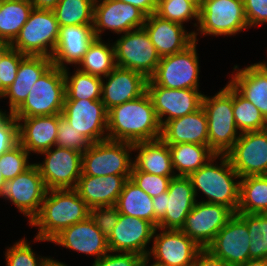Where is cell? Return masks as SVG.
<instances>
[{"label":"cell","instance_id":"6da1fadb","mask_svg":"<svg viewBox=\"0 0 267 266\" xmlns=\"http://www.w3.org/2000/svg\"><path fill=\"white\" fill-rule=\"evenodd\" d=\"M107 134L110 140L129 143L160 138L161 125L147 92L108 110Z\"/></svg>","mask_w":267,"mask_h":266},{"label":"cell","instance_id":"7a4b0ae2","mask_svg":"<svg viewBox=\"0 0 267 266\" xmlns=\"http://www.w3.org/2000/svg\"><path fill=\"white\" fill-rule=\"evenodd\" d=\"M89 207L75 189H50L29 223L38 227L33 242H50L62 230L89 217Z\"/></svg>","mask_w":267,"mask_h":266},{"label":"cell","instance_id":"3957f363","mask_svg":"<svg viewBox=\"0 0 267 266\" xmlns=\"http://www.w3.org/2000/svg\"><path fill=\"white\" fill-rule=\"evenodd\" d=\"M220 164L218 165V161ZM215 162V163H214ZM195 196L207 197L202 202L222 204L237 213L240 201V176L226 154H216L206 164L188 176ZM239 179V180H236Z\"/></svg>","mask_w":267,"mask_h":266},{"label":"cell","instance_id":"277c9868","mask_svg":"<svg viewBox=\"0 0 267 266\" xmlns=\"http://www.w3.org/2000/svg\"><path fill=\"white\" fill-rule=\"evenodd\" d=\"M202 108L207 115L208 146L216 154H226L239 139L233 115V87L228 83L213 97L203 95Z\"/></svg>","mask_w":267,"mask_h":266},{"label":"cell","instance_id":"5b68a950","mask_svg":"<svg viewBox=\"0 0 267 266\" xmlns=\"http://www.w3.org/2000/svg\"><path fill=\"white\" fill-rule=\"evenodd\" d=\"M63 69L51 65L37 80L24 103L13 113L15 118L61 114L65 100Z\"/></svg>","mask_w":267,"mask_h":266},{"label":"cell","instance_id":"8992f818","mask_svg":"<svg viewBox=\"0 0 267 266\" xmlns=\"http://www.w3.org/2000/svg\"><path fill=\"white\" fill-rule=\"evenodd\" d=\"M133 143L105 139L92 143L82 153V174L91 176H130Z\"/></svg>","mask_w":267,"mask_h":266},{"label":"cell","instance_id":"52a82bcc","mask_svg":"<svg viewBox=\"0 0 267 266\" xmlns=\"http://www.w3.org/2000/svg\"><path fill=\"white\" fill-rule=\"evenodd\" d=\"M60 26L53 10L35 9L30 13L11 47L21 54L52 57Z\"/></svg>","mask_w":267,"mask_h":266},{"label":"cell","instance_id":"ba28073f","mask_svg":"<svg viewBox=\"0 0 267 266\" xmlns=\"http://www.w3.org/2000/svg\"><path fill=\"white\" fill-rule=\"evenodd\" d=\"M155 227L179 230L184 225L197 198L188 176L171 178L168 191L152 198Z\"/></svg>","mask_w":267,"mask_h":266},{"label":"cell","instance_id":"9c48e42d","mask_svg":"<svg viewBox=\"0 0 267 266\" xmlns=\"http://www.w3.org/2000/svg\"><path fill=\"white\" fill-rule=\"evenodd\" d=\"M194 33L208 36H235L249 29L245 18L243 0H204L199 10V22Z\"/></svg>","mask_w":267,"mask_h":266},{"label":"cell","instance_id":"30bf717a","mask_svg":"<svg viewBox=\"0 0 267 266\" xmlns=\"http://www.w3.org/2000/svg\"><path fill=\"white\" fill-rule=\"evenodd\" d=\"M197 41L185 50L160 58L150 79L158 86L169 89H199V57Z\"/></svg>","mask_w":267,"mask_h":266},{"label":"cell","instance_id":"8fae6325","mask_svg":"<svg viewBox=\"0 0 267 266\" xmlns=\"http://www.w3.org/2000/svg\"><path fill=\"white\" fill-rule=\"evenodd\" d=\"M113 45L117 67L137 71L147 79L155 73L161 57L143 27L121 34Z\"/></svg>","mask_w":267,"mask_h":266},{"label":"cell","instance_id":"7c38bea8","mask_svg":"<svg viewBox=\"0 0 267 266\" xmlns=\"http://www.w3.org/2000/svg\"><path fill=\"white\" fill-rule=\"evenodd\" d=\"M152 243L146 260L151 261L153 258V263H151L153 266H192L198 253L202 250L180 229L157 227Z\"/></svg>","mask_w":267,"mask_h":266},{"label":"cell","instance_id":"4fadbf2b","mask_svg":"<svg viewBox=\"0 0 267 266\" xmlns=\"http://www.w3.org/2000/svg\"><path fill=\"white\" fill-rule=\"evenodd\" d=\"M47 191L40 171L33 163L14 179L5 181L0 191V197L12 202L30 223L39 213Z\"/></svg>","mask_w":267,"mask_h":266},{"label":"cell","instance_id":"5bb4252c","mask_svg":"<svg viewBox=\"0 0 267 266\" xmlns=\"http://www.w3.org/2000/svg\"><path fill=\"white\" fill-rule=\"evenodd\" d=\"M40 155H44L42 163L35 164L48 190L76 188L82 174L81 152L53 146Z\"/></svg>","mask_w":267,"mask_h":266},{"label":"cell","instance_id":"9a60e30c","mask_svg":"<svg viewBox=\"0 0 267 266\" xmlns=\"http://www.w3.org/2000/svg\"><path fill=\"white\" fill-rule=\"evenodd\" d=\"M147 15L139 8L118 0H95L93 32L102 39V33L109 30L117 35L142 28Z\"/></svg>","mask_w":267,"mask_h":266},{"label":"cell","instance_id":"2e32d148","mask_svg":"<svg viewBox=\"0 0 267 266\" xmlns=\"http://www.w3.org/2000/svg\"><path fill=\"white\" fill-rule=\"evenodd\" d=\"M146 92L150 96L161 127L175 118L183 117L202 106L203 93L199 89H169L147 80Z\"/></svg>","mask_w":267,"mask_h":266},{"label":"cell","instance_id":"e0dca14e","mask_svg":"<svg viewBox=\"0 0 267 266\" xmlns=\"http://www.w3.org/2000/svg\"><path fill=\"white\" fill-rule=\"evenodd\" d=\"M234 214L225 205L200 200L194 204L180 230L202 249H206Z\"/></svg>","mask_w":267,"mask_h":266},{"label":"cell","instance_id":"ac0fdd59","mask_svg":"<svg viewBox=\"0 0 267 266\" xmlns=\"http://www.w3.org/2000/svg\"><path fill=\"white\" fill-rule=\"evenodd\" d=\"M226 155L240 178L267 175V128L241 133Z\"/></svg>","mask_w":267,"mask_h":266},{"label":"cell","instance_id":"d6986e66","mask_svg":"<svg viewBox=\"0 0 267 266\" xmlns=\"http://www.w3.org/2000/svg\"><path fill=\"white\" fill-rule=\"evenodd\" d=\"M61 115L91 143L108 139V111L101 100H64Z\"/></svg>","mask_w":267,"mask_h":266},{"label":"cell","instance_id":"ffe728a7","mask_svg":"<svg viewBox=\"0 0 267 266\" xmlns=\"http://www.w3.org/2000/svg\"><path fill=\"white\" fill-rule=\"evenodd\" d=\"M250 242L246 223L235 213L206 249L229 266H236L250 259Z\"/></svg>","mask_w":267,"mask_h":266},{"label":"cell","instance_id":"44dd1931","mask_svg":"<svg viewBox=\"0 0 267 266\" xmlns=\"http://www.w3.org/2000/svg\"><path fill=\"white\" fill-rule=\"evenodd\" d=\"M156 227L149 221L138 217L120 214L117 225L107 238L109 251L130 252L147 257L150 241Z\"/></svg>","mask_w":267,"mask_h":266},{"label":"cell","instance_id":"7402d4cb","mask_svg":"<svg viewBox=\"0 0 267 266\" xmlns=\"http://www.w3.org/2000/svg\"><path fill=\"white\" fill-rule=\"evenodd\" d=\"M50 242L86 256H93L94 261L109 252L107 237L90 217L62 230Z\"/></svg>","mask_w":267,"mask_h":266},{"label":"cell","instance_id":"603a6c76","mask_svg":"<svg viewBox=\"0 0 267 266\" xmlns=\"http://www.w3.org/2000/svg\"><path fill=\"white\" fill-rule=\"evenodd\" d=\"M147 80L137 71L116 67L102 78L101 101L105 109L108 111L143 95L146 92Z\"/></svg>","mask_w":267,"mask_h":266},{"label":"cell","instance_id":"cb8c5ba5","mask_svg":"<svg viewBox=\"0 0 267 266\" xmlns=\"http://www.w3.org/2000/svg\"><path fill=\"white\" fill-rule=\"evenodd\" d=\"M143 28L160 57L185 50L194 42V31L185 30V26L160 18L155 13L147 16Z\"/></svg>","mask_w":267,"mask_h":266},{"label":"cell","instance_id":"d4e9b609","mask_svg":"<svg viewBox=\"0 0 267 266\" xmlns=\"http://www.w3.org/2000/svg\"><path fill=\"white\" fill-rule=\"evenodd\" d=\"M95 38L93 25L60 27L57 46L51 57L53 65L63 70L70 64L77 67Z\"/></svg>","mask_w":267,"mask_h":266},{"label":"cell","instance_id":"484cf974","mask_svg":"<svg viewBox=\"0 0 267 266\" xmlns=\"http://www.w3.org/2000/svg\"><path fill=\"white\" fill-rule=\"evenodd\" d=\"M233 70L228 83L267 120V62L259 61L241 69L234 65Z\"/></svg>","mask_w":267,"mask_h":266},{"label":"cell","instance_id":"4316f807","mask_svg":"<svg viewBox=\"0 0 267 266\" xmlns=\"http://www.w3.org/2000/svg\"><path fill=\"white\" fill-rule=\"evenodd\" d=\"M15 119L18 121L19 143L30 155L55 146L59 114Z\"/></svg>","mask_w":267,"mask_h":266},{"label":"cell","instance_id":"83f0119b","mask_svg":"<svg viewBox=\"0 0 267 266\" xmlns=\"http://www.w3.org/2000/svg\"><path fill=\"white\" fill-rule=\"evenodd\" d=\"M52 64V59L45 56L26 55L21 60L16 79L0 95V99H9L7 113L13 114L24 103L34 84Z\"/></svg>","mask_w":267,"mask_h":266},{"label":"cell","instance_id":"f1b7e54d","mask_svg":"<svg viewBox=\"0 0 267 266\" xmlns=\"http://www.w3.org/2000/svg\"><path fill=\"white\" fill-rule=\"evenodd\" d=\"M160 138L166 144L208 145L207 115L202 106L188 115L167 121L161 127Z\"/></svg>","mask_w":267,"mask_h":266},{"label":"cell","instance_id":"f546056e","mask_svg":"<svg viewBox=\"0 0 267 266\" xmlns=\"http://www.w3.org/2000/svg\"><path fill=\"white\" fill-rule=\"evenodd\" d=\"M130 176L81 175L75 190L89 208L115 205Z\"/></svg>","mask_w":267,"mask_h":266},{"label":"cell","instance_id":"4dcf8cb0","mask_svg":"<svg viewBox=\"0 0 267 266\" xmlns=\"http://www.w3.org/2000/svg\"><path fill=\"white\" fill-rule=\"evenodd\" d=\"M134 151L137 156L133 157V165L139 171L160 176H176L168 144L161 138L133 143Z\"/></svg>","mask_w":267,"mask_h":266},{"label":"cell","instance_id":"1f68e13d","mask_svg":"<svg viewBox=\"0 0 267 266\" xmlns=\"http://www.w3.org/2000/svg\"><path fill=\"white\" fill-rule=\"evenodd\" d=\"M168 147L176 176H189L216 155L208 145L181 143L168 144Z\"/></svg>","mask_w":267,"mask_h":266},{"label":"cell","instance_id":"d6a6232c","mask_svg":"<svg viewBox=\"0 0 267 266\" xmlns=\"http://www.w3.org/2000/svg\"><path fill=\"white\" fill-rule=\"evenodd\" d=\"M120 214L138 217L155 226V214L152 198L140 187L128 179L115 204Z\"/></svg>","mask_w":267,"mask_h":266},{"label":"cell","instance_id":"836d02e7","mask_svg":"<svg viewBox=\"0 0 267 266\" xmlns=\"http://www.w3.org/2000/svg\"><path fill=\"white\" fill-rule=\"evenodd\" d=\"M33 8L29 0H2L0 5V39L12 43L28 20Z\"/></svg>","mask_w":267,"mask_h":266},{"label":"cell","instance_id":"e575fe53","mask_svg":"<svg viewBox=\"0 0 267 266\" xmlns=\"http://www.w3.org/2000/svg\"><path fill=\"white\" fill-rule=\"evenodd\" d=\"M78 65L76 68L82 72L100 78L106 77L117 67L113 43H105L102 39L95 38Z\"/></svg>","mask_w":267,"mask_h":266},{"label":"cell","instance_id":"d590c367","mask_svg":"<svg viewBox=\"0 0 267 266\" xmlns=\"http://www.w3.org/2000/svg\"><path fill=\"white\" fill-rule=\"evenodd\" d=\"M237 213H267V175L240 179V201Z\"/></svg>","mask_w":267,"mask_h":266},{"label":"cell","instance_id":"8d00e7d4","mask_svg":"<svg viewBox=\"0 0 267 266\" xmlns=\"http://www.w3.org/2000/svg\"><path fill=\"white\" fill-rule=\"evenodd\" d=\"M65 79V100H101L102 78L69 68L63 70Z\"/></svg>","mask_w":267,"mask_h":266},{"label":"cell","instance_id":"74e56055","mask_svg":"<svg viewBox=\"0 0 267 266\" xmlns=\"http://www.w3.org/2000/svg\"><path fill=\"white\" fill-rule=\"evenodd\" d=\"M95 0H60L53 9L60 27L93 25Z\"/></svg>","mask_w":267,"mask_h":266},{"label":"cell","instance_id":"f35d334b","mask_svg":"<svg viewBox=\"0 0 267 266\" xmlns=\"http://www.w3.org/2000/svg\"><path fill=\"white\" fill-rule=\"evenodd\" d=\"M233 115L240 133L259 131L267 128L263 114L233 88Z\"/></svg>","mask_w":267,"mask_h":266},{"label":"cell","instance_id":"ab89813d","mask_svg":"<svg viewBox=\"0 0 267 266\" xmlns=\"http://www.w3.org/2000/svg\"><path fill=\"white\" fill-rule=\"evenodd\" d=\"M247 225L250 235V259H267V213H236Z\"/></svg>","mask_w":267,"mask_h":266},{"label":"cell","instance_id":"60d3db41","mask_svg":"<svg viewBox=\"0 0 267 266\" xmlns=\"http://www.w3.org/2000/svg\"><path fill=\"white\" fill-rule=\"evenodd\" d=\"M155 14L183 26L194 18L196 29L199 22V10L187 0H157Z\"/></svg>","mask_w":267,"mask_h":266},{"label":"cell","instance_id":"b9f144b4","mask_svg":"<svg viewBox=\"0 0 267 266\" xmlns=\"http://www.w3.org/2000/svg\"><path fill=\"white\" fill-rule=\"evenodd\" d=\"M29 243L26 238H22L6 248V266H45L52 259L36 255Z\"/></svg>","mask_w":267,"mask_h":266},{"label":"cell","instance_id":"7bdbcfd3","mask_svg":"<svg viewBox=\"0 0 267 266\" xmlns=\"http://www.w3.org/2000/svg\"><path fill=\"white\" fill-rule=\"evenodd\" d=\"M29 156L20 143L0 156V169L5 181L14 179L33 164L29 162Z\"/></svg>","mask_w":267,"mask_h":266},{"label":"cell","instance_id":"ee69618b","mask_svg":"<svg viewBox=\"0 0 267 266\" xmlns=\"http://www.w3.org/2000/svg\"><path fill=\"white\" fill-rule=\"evenodd\" d=\"M175 176H160L139 171L134 165L130 179L151 198L168 191L171 178Z\"/></svg>","mask_w":267,"mask_h":266},{"label":"cell","instance_id":"f6af8a7d","mask_svg":"<svg viewBox=\"0 0 267 266\" xmlns=\"http://www.w3.org/2000/svg\"><path fill=\"white\" fill-rule=\"evenodd\" d=\"M91 144L92 143L86 137L78 133V131H76L67 120L59 114L56 147L70 148L83 153Z\"/></svg>","mask_w":267,"mask_h":266},{"label":"cell","instance_id":"bcb514c9","mask_svg":"<svg viewBox=\"0 0 267 266\" xmlns=\"http://www.w3.org/2000/svg\"><path fill=\"white\" fill-rule=\"evenodd\" d=\"M25 56L12 47L3 55L0 61V95L16 79L18 66Z\"/></svg>","mask_w":267,"mask_h":266},{"label":"cell","instance_id":"7dc6e473","mask_svg":"<svg viewBox=\"0 0 267 266\" xmlns=\"http://www.w3.org/2000/svg\"><path fill=\"white\" fill-rule=\"evenodd\" d=\"M120 213L115 205L93 207L89 209V217L97 228L108 238L117 225Z\"/></svg>","mask_w":267,"mask_h":266},{"label":"cell","instance_id":"c3c4849f","mask_svg":"<svg viewBox=\"0 0 267 266\" xmlns=\"http://www.w3.org/2000/svg\"><path fill=\"white\" fill-rule=\"evenodd\" d=\"M145 261V257L136 253L109 251L94 261L92 266H143Z\"/></svg>","mask_w":267,"mask_h":266},{"label":"cell","instance_id":"681fc988","mask_svg":"<svg viewBox=\"0 0 267 266\" xmlns=\"http://www.w3.org/2000/svg\"><path fill=\"white\" fill-rule=\"evenodd\" d=\"M18 143V121L12 113H8L0 121V156Z\"/></svg>","mask_w":267,"mask_h":266},{"label":"cell","instance_id":"f907efd6","mask_svg":"<svg viewBox=\"0 0 267 266\" xmlns=\"http://www.w3.org/2000/svg\"><path fill=\"white\" fill-rule=\"evenodd\" d=\"M243 5L249 29L267 24V0H243Z\"/></svg>","mask_w":267,"mask_h":266},{"label":"cell","instance_id":"816d5d0a","mask_svg":"<svg viewBox=\"0 0 267 266\" xmlns=\"http://www.w3.org/2000/svg\"><path fill=\"white\" fill-rule=\"evenodd\" d=\"M192 266H229L220 258L212 255L207 249H202Z\"/></svg>","mask_w":267,"mask_h":266},{"label":"cell","instance_id":"f5cc1de1","mask_svg":"<svg viewBox=\"0 0 267 266\" xmlns=\"http://www.w3.org/2000/svg\"><path fill=\"white\" fill-rule=\"evenodd\" d=\"M126 4H131L143 11L147 16L156 12L157 0H118Z\"/></svg>","mask_w":267,"mask_h":266},{"label":"cell","instance_id":"db71d44e","mask_svg":"<svg viewBox=\"0 0 267 266\" xmlns=\"http://www.w3.org/2000/svg\"><path fill=\"white\" fill-rule=\"evenodd\" d=\"M35 9L53 10L60 0H29Z\"/></svg>","mask_w":267,"mask_h":266},{"label":"cell","instance_id":"11a10c76","mask_svg":"<svg viewBox=\"0 0 267 266\" xmlns=\"http://www.w3.org/2000/svg\"><path fill=\"white\" fill-rule=\"evenodd\" d=\"M236 266H267V259H249L248 261Z\"/></svg>","mask_w":267,"mask_h":266},{"label":"cell","instance_id":"9f6ffc18","mask_svg":"<svg viewBox=\"0 0 267 266\" xmlns=\"http://www.w3.org/2000/svg\"><path fill=\"white\" fill-rule=\"evenodd\" d=\"M11 48V43L1 41L0 42V61L3 55Z\"/></svg>","mask_w":267,"mask_h":266},{"label":"cell","instance_id":"6f0895ef","mask_svg":"<svg viewBox=\"0 0 267 266\" xmlns=\"http://www.w3.org/2000/svg\"><path fill=\"white\" fill-rule=\"evenodd\" d=\"M45 266H68L64 262L51 259Z\"/></svg>","mask_w":267,"mask_h":266},{"label":"cell","instance_id":"680465c9","mask_svg":"<svg viewBox=\"0 0 267 266\" xmlns=\"http://www.w3.org/2000/svg\"><path fill=\"white\" fill-rule=\"evenodd\" d=\"M193 4L198 10L201 9L204 0H187Z\"/></svg>","mask_w":267,"mask_h":266},{"label":"cell","instance_id":"91938a15","mask_svg":"<svg viewBox=\"0 0 267 266\" xmlns=\"http://www.w3.org/2000/svg\"><path fill=\"white\" fill-rule=\"evenodd\" d=\"M4 183H5V179L3 178V175H2L1 169H0V191H1Z\"/></svg>","mask_w":267,"mask_h":266},{"label":"cell","instance_id":"94428289","mask_svg":"<svg viewBox=\"0 0 267 266\" xmlns=\"http://www.w3.org/2000/svg\"><path fill=\"white\" fill-rule=\"evenodd\" d=\"M7 115L6 111L4 110V112L2 111V109H0V121Z\"/></svg>","mask_w":267,"mask_h":266},{"label":"cell","instance_id":"6125c7cd","mask_svg":"<svg viewBox=\"0 0 267 266\" xmlns=\"http://www.w3.org/2000/svg\"><path fill=\"white\" fill-rule=\"evenodd\" d=\"M150 263H151V262H149V261L146 260V261L144 262L143 266H153L152 264L149 265Z\"/></svg>","mask_w":267,"mask_h":266}]
</instances>
